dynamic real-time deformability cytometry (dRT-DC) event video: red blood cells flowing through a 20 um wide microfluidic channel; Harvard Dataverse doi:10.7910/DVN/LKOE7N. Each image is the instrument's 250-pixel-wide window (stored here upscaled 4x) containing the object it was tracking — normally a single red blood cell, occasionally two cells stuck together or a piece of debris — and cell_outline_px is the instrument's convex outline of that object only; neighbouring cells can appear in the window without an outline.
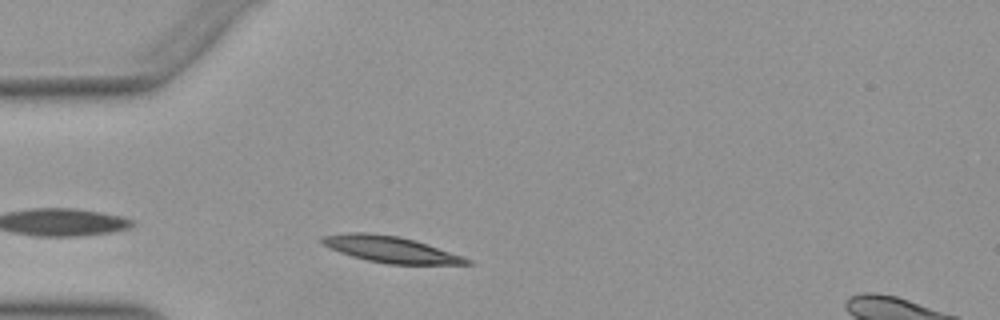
{"species": "Egyptian fruit bat (a non-hibernating species)", "species_latin": "Rousettus aegyptiacus", "temperature_condition": "warm", "stored_images_in_passage": 12, "camera_frame_rate_fps": 3000, "um_per_image_px": 0.085, "animal": {"sex": "female"}, "frame": {"image": 1, "passage_image": 4, "time_ms": 1.0, "image_size_px": [1000, 320], "cell_outline_px": [[472, 264], [388, 264], [368, 260], [352, 256], [328, 248], [320, 240], [320, 236], [344, 232], [368, 232], [400, 236], [416, 240], [472, 260]], "centroid_in_image_um": [33.14, 21.17], "position_along_channel_um": 51.9, "area_um2": 22.14}}
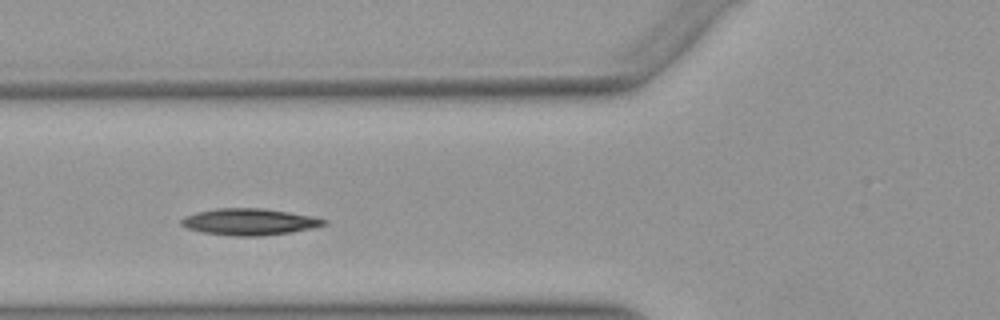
{"frame": {"image": 2, "passage_image": 9, "time_ms": 2.667, "image_size_px": [1000, 320], "cell_outline_px": [[328, 224], [288, 232], [260, 236], [232, 236], [200, 232], [188, 228], [180, 224], [180, 220], [196, 212], [216, 208], [260, 208], [288, 212], [312, 216], [328, 220]], "centroid_in_image_um": [21.16, 18.85], "position_along_channel_um": 104.6, "area_um2": 21.85}}